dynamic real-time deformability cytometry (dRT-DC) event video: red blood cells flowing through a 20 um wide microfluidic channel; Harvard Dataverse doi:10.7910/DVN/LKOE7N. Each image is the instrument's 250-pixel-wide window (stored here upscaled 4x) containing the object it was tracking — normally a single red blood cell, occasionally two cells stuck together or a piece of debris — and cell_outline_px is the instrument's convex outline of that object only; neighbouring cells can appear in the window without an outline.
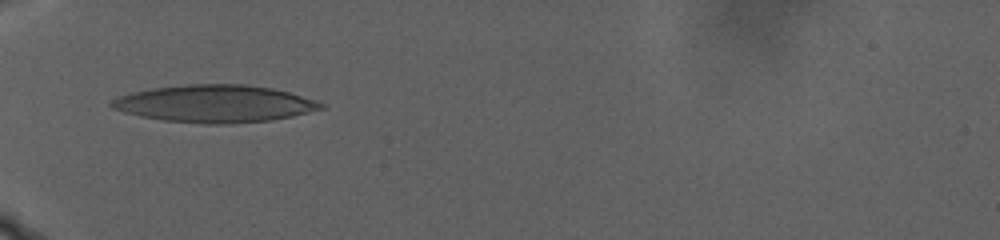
{"species": "human", "species_latin": "Homo sapiens", "temperature_condition": "warm", "stored_images_in_passage": 30, "camera_frame_rate_fps": 3000, "um_per_image_px": 0.085, "donor": {"sex": "male"}, "frame": {"image": 1, "passage_image": 1, "time_ms": 0.0, "image_size_px": [1000, 240], "cell_outline_px": [[328, 104], [324, 108], [292, 116], [272, 120], [228, 124], [204, 124], [164, 120], [140, 116], [124, 112], [112, 108], [108, 104], [112, 100], [120, 96], [132, 92], [152, 88], [188, 84], [244, 84], [272, 88], [288, 92], [316, 100]], "centroid_in_image_um": [18.27, 8.81], "position_along_channel_um": 66.7, "area_um2": 45.6}}
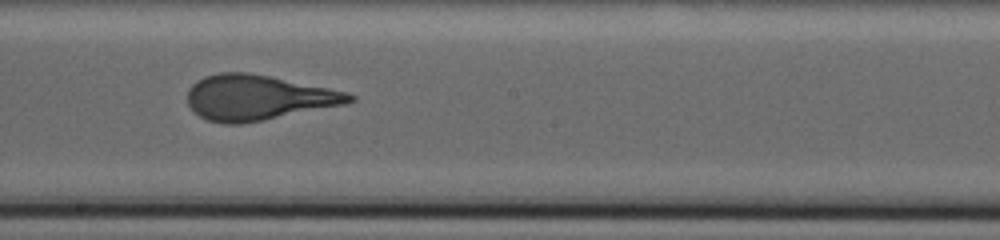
{"frame": {"image": 2, "passage_image": 13, "time_ms": 4.0, "image_size_px": [1000, 240], "cell_outline_px": [[356, 100], [344, 104], [244, 124], [224, 124], [208, 120], [200, 116], [188, 104], [188, 88], [196, 80], [204, 76], [220, 72], [248, 72], [348, 92], [356, 96]], "centroid_in_image_um": [21.9, 8.29], "position_along_channel_um": 226.3, "area_um2": 42.43}}
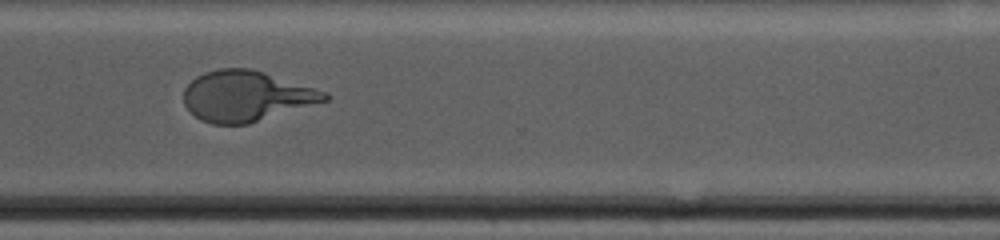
{"frame": {"image": 3, "passage_image": 22, "time_ms": 7.0, "image_size_px": [1000, 240], "cell_outline_px": [[328, 100], [248, 124], [212, 124], [200, 120], [184, 104], [184, 88], [196, 76], [204, 72], [216, 68], [252, 68], [328, 92]], "centroid_in_image_um": [20.91, 8.15], "position_along_channel_um": 349.7, "area_um2": 41.44}, "authors_computed_cell_mechanics": {"area_um2": 42.4541, "velocity_mm_per_s": 4.595, "shape_relaxation_time_tau1_ms": 5.1552, "shape_relaxation_time_tau2_ms": null, "deformation_change_tau1": 0.2831, "deformation_change_tau2": null}}